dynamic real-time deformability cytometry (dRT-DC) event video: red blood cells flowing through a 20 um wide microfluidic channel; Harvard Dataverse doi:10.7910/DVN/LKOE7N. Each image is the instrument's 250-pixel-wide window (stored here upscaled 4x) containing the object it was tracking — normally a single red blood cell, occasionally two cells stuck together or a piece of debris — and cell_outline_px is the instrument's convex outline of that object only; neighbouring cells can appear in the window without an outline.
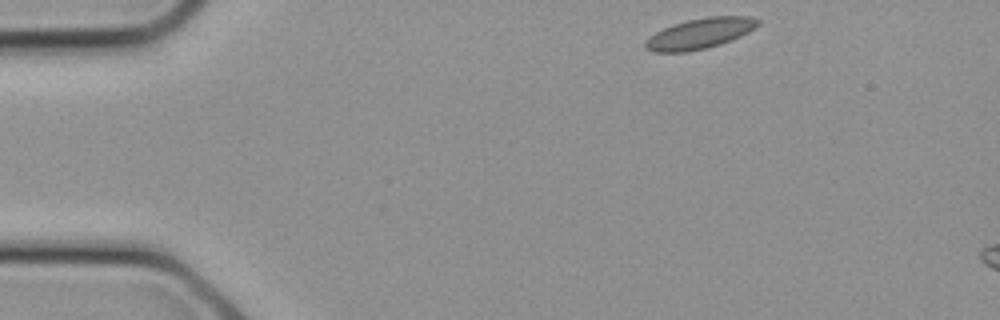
{"species": "common noctule bat (a hibernating species)", "species_latin": "Nyctalus noctula", "temperature_condition": "cold", "stored_images_in_passage": 4, "camera_frame_rate_fps": 3000, "um_per_image_px": 0.085, "animal": {"sex": "female", "body_mass_g": 21.9}, "frame": {"image": 1, "passage_image": 1, "time_ms": 0.0, "image_size_px": [1000, 320], "cell_outline_px": [[760, 24], [748, 32], [740, 36], [720, 44], [688, 52], [652, 52], [644, 48], [644, 44], [656, 32], [664, 28], [688, 20], [708, 16], [752, 16], [760, 20]], "centroid_in_image_um": [59.52, 2.84], "position_along_channel_um": 25.5, "area_um2": 19.77}}